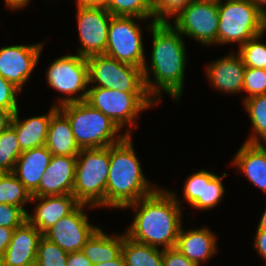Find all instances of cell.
Masks as SVG:
<instances>
[{"label":"cell","instance_id":"obj_1","mask_svg":"<svg viewBox=\"0 0 266 266\" xmlns=\"http://www.w3.org/2000/svg\"><path fill=\"white\" fill-rule=\"evenodd\" d=\"M172 26L170 22L153 20L150 23L153 35L152 59L149 68L145 63L142 71L147 92L156 102L161 98V91L177 101L183 91L186 49L182 35Z\"/></svg>","mask_w":266,"mask_h":266},{"label":"cell","instance_id":"obj_2","mask_svg":"<svg viewBox=\"0 0 266 266\" xmlns=\"http://www.w3.org/2000/svg\"><path fill=\"white\" fill-rule=\"evenodd\" d=\"M175 193L158 189L124 208L138 209L125 233L130 239L163 249L174 248L182 227L181 205Z\"/></svg>","mask_w":266,"mask_h":266},{"label":"cell","instance_id":"obj_3","mask_svg":"<svg viewBox=\"0 0 266 266\" xmlns=\"http://www.w3.org/2000/svg\"><path fill=\"white\" fill-rule=\"evenodd\" d=\"M131 141V135H127L110 146L106 207L124 208L157 190L147 182Z\"/></svg>","mask_w":266,"mask_h":266},{"label":"cell","instance_id":"obj_4","mask_svg":"<svg viewBox=\"0 0 266 266\" xmlns=\"http://www.w3.org/2000/svg\"><path fill=\"white\" fill-rule=\"evenodd\" d=\"M58 109L68 118L80 149L108 147L131 135V130L117 135L120 128L86 101L63 104Z\"/></svg>","mask_w":266,"mask_h":266},{"label":"cell","instance_id":"obj_5","mask_svg":"<svg viewBox=\"0 0 266 266\" xmlns=\"http://www.w3.org/2000/svg\"><path fill=\"white\" fill-rule=\"evenodd\" d=\"M110 167V146L81 149L76 156L73 195L88 207H106V183Z\"/></svg>","mask_w":266,"mask_h":266},{"label":"cell","instance_id":"obj_6","mask_svg":"<svg viewBox=\"0 0 266 266\" xmlns=\"http://www.w3.org/2000/svg\"><path fill=\"white\" fill-rule=\"evenodd\" d=\"M218 13V44L238 42L241 46L266 31V18L251 0H221Z\"/></svg>","mask_w":266,"mask_h":266},{"label":"cell","instance_id":"obj_7","mask_svg":"<svg viewBox=\"0 0 266 266\" xmlns=\"http://www.w3.org/2000/svg\"><path fill=\"white\" fill-rule=\"evenodd\" d=\"M85 101L109 117L120 129L126 124L132 127L140 112L158 103L148 93H128L94 86L88 88Z\"/></svg>","mask_w":266,"mask_h":266},{"label":"cell","instance_id":"obj_8","mask_svg":"<svg viewBox=\"0 0 266 266\" xmlns=\"http://www.w3.org/2000/svg\"><path fill=\"white\" fill-rule=\"evenodd\" d=\"M87 59L89 84L128 93H148L142 68L119 62L105 54Z\"/></svg>","mask_w":266,"mask_h":266},{"label":"cell","instance_id":"obj_9","mask_svg":"<svg viewBox=\"0 0 266 266\" xmlns=\"http://www.w3.org/2000/svg\"><path fill=\"white\" fill-rule=\"evenodd\" d=\"M139 17L112 16L108 28V40L105 55L139 68L145 61L144 45L139 24L134 19Z\"/></svg>","mask_w":266,"mask_h":266},{"label":"cell","instance_id":"obj_10","mask_svg":"<svg viewBox=\"0 0 266 266\" xmlns=\"http://www.w3.org/2000/svg\"><path fill=\"white\" fill-rule=\"evenodd\" d=\"M49 86L66 93L67 97L60 98L57 106L63 104L85 101L88 93V62L80 55H64L53 61L47 71ZM81 92L78 97L71 95Z\"/></svg>","mask_w":266,"mask_h":266},{"label":"cell","instance_id":"obj_11","mask_svg":"<svg viewBox=\"0 0 266 266\" xmlns=\"http://www.w3.org/2000/svg\"><path fill=\"white\" fill-rule=\"evenodd\" d=\"M174 28L201 44L218 43V3L192 1L174 18Z\"/></svg>","mask_w":266,"mask_h":266},{"label":"cell","instance_id":"obj_12","mask_svg":"<svg viewBox=\"0 0 266 266\" xmlns=\"http://www.w3.org/2000/svg\"><path fill=\"white\" fill-rule=\"evenodd\" d=\"M77 21L81 47L78 55L88 58L105 54L111 15L104 6L77 5Z\"/></svg>","mask_w":266,"mask_h":266},{"label":"cell","instance_id":"obj_13","mask_svg":"<svg viewBox=\"0 0 266 266\" xmlns=\"http://www.w3.org/2000/svg\"><path fill=\"white\" fill-rule=\"evenodd\" d=\"M86 204H79L70 214L58 220L43 236L57 244L66 252L81 251L87 240L99 228L90 225L83 208Z\"/></svg>","mask_w":266,"mask_h":266},{"label":"cell","instance_id":"obj_14","mask_svg":"<svg viewBox=\"0 0 266 266\" xmlns=\"http://www.w3.org/2000/svg\"><path fill=\"white\" fill-rule=\"evenodd\" d=\"M42 44L0 48V76L22 90L38 64Z\"/></svg>","mask_w":266,"mask_h":266},{"label":"cell","instance_id":"obj_15","mask_svg":"<svg viewBox=\"0 0 266 266\" xmlns=\"http://www.w3.org/2000/svg\"><path fill=\"white\" fill-rule=\"evenodd\" d=\"M76 157L52 155L32 197L73 194Z\"/></svg>","mask_w":266,"mask_h":266},{"label":"cell","instance_id":"obj_16","mask_svg":"<svg viewBox=\"0 0 266 266\" xmlns=\"http://www.w3.org/2000/svg\"><path fill=\"white\" fill-rule=\"evenodd\" d=\"M43 234L28 220L14 229L4 253L5 266H31L36 262L38 244Z\"/></svg>","mask_w":266,"mask_h":266},{"label":"cell","instance_id":"obj_17","mask_svg":"<svg viewBox=\"0 0 266 266\" xmlns=\"http://www.w3.org/2000/svg\"><path fill=\"white\" fill-rule=\"evenodd\" d=\"M35 207L34 215L27 213V220L42 234L50 229L58 220L70 214L80 203L73 194L32 197Z\"/></svg>","mask_w":266,"mask_h":266},{"label":"cell","instance_id":"obj_18","mask_svg":"<svg viewBox=\"0 0 266 266\" xmlns=\"http://www.w3.org/2000/svg\"><path fill=\"white\" fill-rule=\"evenodd\" d=\"M236 56L230 53L209 64L206 68V76L211 85L222 92L237 94L243 90L246 67L239 53Z\"/></svg>","mask_w":266,"mask_h":266},{"label":"cell","instance_id":"obj_19","mask_svg":"<svg viewBox=\"0 0 266 266\" xmlns=\"http://www.w3.org/2000/svg\"><path fill=\"white\" fill-rule=\"evenodd\" d=\"M52 154L45 145L25 150L16 161L13 174L32 194L50 164Z\"/></svg>","mask_w":266,"mask_h":266},{"label":"cell","instance_id":"obj_20","mask_svg":"<svg viewBox=\"0 0 266 266\" xmlns=\"http://www.w3.org/2000/svg\"><path fill=\"white\" fill-rule=\"evenodd\" d=\"M216 237L208 228L183 230L181 227L176 249L197 266L207 262L216 252Z\"/></svg>","mask_w":266,"mask_h":266},{"label":"cell","instance_id":"obj_21","mask_svg":"<svg viewBox=\"0 0 266 266\" xmlns=\"http://www.w3.org/2000/svg\"><path fill=\"white\" fill-rule=\"evenodd\" d=\"M58 109L54 104L49 114L19 120L18 112L13 115L11 126L15 129L22 151L45 145L52 114Z\"/></svg>","mask_w":266,"mask_h":266},{"label":"cell","instance_id":"obj_22","mask_svg":"<svg viewBox=\"0 0 266 266\" xmlns=\"http://www.w3.org/2000/svg\"><path fill=\"white\" fill-rule=\"evenodd\" d=\"M254 186L266 192V147L263 144L244 142L234 161Z\"/></svg>","mask_w":266,"mask_h":266},{"label":"cell","instance_id":"obj_23","mask_svg":"<svg viewBox=\"0 0 266 266\" xmlns=\"http://www.w3.org/2000/svg\"><path fill=\"white\" fill-rule=\"evenodd\" d=\"M45 146L52 155L76 157L77 145L68 118L57 109L51 117Z\"/></svg>","mask_w":266,"mask_h":266},{"label":"cell","instance_id":"obj_24","mask_svg":"<svg viewBox=\"0 0 266 266\" xmlns=\"http://www.w3.org/2000/svg\"><path fill=\"white\" fill-rule=\"evenodd\" d=\"M124 235L111 237L98 228L82 247V252L91 263H106L122 253Z\"/></svg>","mask_w":266,"mask_h":266},{"label":"cell","instance_id":"obj_25","mask_svg":"<svg viewBox=\"0 0 266 266\" xmlns=\"http://www.w3.org/2000/svg\"><path fill=\"white\" fill-rule=\"evenodd\" d=\"M122 255L125 266H163V249L136 242L124 234Z\"/></svg>","mask_w":266,"mask_h":266},{"label":"cell","instance_id":"obj_26","mask_svg":"<svg viewBox=\"0 0 266 266\" xmlns=\"http://www.w3.org/2000/svg\"><path fill=\"white\" fill-rule=\"evenodd\" d=\"M243 102L255 132L250 135L246 142L251 144H263L260 141V139H262L263 142L266 143V94L244 99Z\"/></svg>","mask_w":266,"mask_h":266},{"label":"cell","instance_id":"obj_27","mask_svg":"<svg viewBox=\"0 0 266 266\" xmlns=\"http://www.w3.org/2000/svg\"><path fill=\"white\" fill-rule=\"evenodd\" d=\"M31 199L32 194L12 172L6 173L0 180V204L18 206L28 213L24 205Z\"/></svg>","mask_w":266,"mask_h":266},{"label":"cell","instance_id":"obj_28","mask_svg":"<svg viewBox=\"0 0 266 266\" xmlns=\"http://www.w3.org/2000/svg\"><path fill=\"white\" fill-rule=\"evenodd\" d=\"M104 7L113 16L154 18L153 5L148 0H108Z\"/></svg>","mask_w":266,"mask_h":266},{"label":"cell","instance_id":"obj_29","mask_svg":"<svg viewBox=\"0 0 266 266\" xmlns=\"http://www.w3.org/2000/svg\"><path fill=\"white\" fill-rule=\"evenodd\" d=\"M22 152L15 129L10 125L0 133V169L7 173L13 172Z\"/></svg>","mask_w":266,"mask_h":266},{"label":"cell","instance_id":"obj_30","mask_svg":"<svg viewBox=\"0 0 266 266\" xmlns=\"http://www.w3.org/2000/svg\"><path fill=\"white\" fill-rule=\"evenodd\" d=\"M215 176L203 169L190 175L183 190L185 200L196 209L204 210L205 183H209Z\"/></svg>","mask_w":266,"mask_h":266},{"label":"cell","instance_id":"obj_31","mask_svg":"<svg viewBox=\"0 0 266 266\" xmlns=\"http://www.w3.org/2000/svg\"><path fill=\"white\" fill-rule=\"evenodd\" d=\"M263 34L257 35L239 46L238 53L245 67L266 69V44L259 41Z\"/></svg>","mask_w":266,"mask_h":266},{"label":"cell","instance_id":"obj_32","mask_svg":"<svg viewBox=\"0 0 266 266\" xmlns=\"http://www.w3.org/2000/svg\"><path fill=\"white\" fill-rule=\"evenodd\" d=\"M68 252L44 236L38 244L35 264L37 266H67Z\"/></svg>","mask_w":266,"mask_h":266},{"label":"cell","instance_id":"obj_33","mask_svg":"<svg viewBox=\"0 0 266 266\" xmlns=\"http://www.w3.org/2000/svg\"><path fill=\"white\" fill-rule=\"evenodd\" d=\"M243 91L248 94L244 99L266 94V69L246 67L243 80Z\"/></svg>","mask_w":266,"mask_h":266},{"label":"cell","instance_id":"obj_34","mask_svg":"<svg viewBox=\"0 0 266 266\" xmlns=\"http://www.w3.org/2000/svg\"><path fill=\"white\" fill-rule=\"evenodd\" d=\"M194 0H157L153 4L155 22H169L167 17H176Z\"/></svg>","mask_w":266,"mask_h":266},{"label":"cell","instance_id":"obj_35","mask_svg":"<svg viewBox=\"0 0 266 266\" xmlns=\"http://www.w3.org/2000/svg\"><path fill=\"white\" fill-rule=\"evenodd\" d=\"M27 220V213L18 206L0 204V227L15 229Z\"/></svg>","mask_w":266,"mask_h":266},{"label":"cell","instance_id":"obj_36","mask_svg":"<svg viewBox=\"0 0 266 266\" xmlns=\"http://www.w3.org/2000/svg\"><path fill=\"white\" fill-rule=\"evenodd\" d=\"M21 90L0 76V108L17 112V93Z\"/></svg>","mask_w":266,"mask_h":266},{"label":"cell","instance_id":"obj_37","mask_svg":"<svg viewBox=\"0 0 266 266\" xmlns=\"http://www.w3.org/2000/svg\"><path fill=\"white\" fill-rule=\"evenodd\" d=\"M224 191L221 176L216 175L209 183H205L204 210L216 206L221 201Z\"/></svg>","mask_w":266,"mask_h":266},{"label":"cell","instance_id":"obj_38","mask_svg":"<svg viewBox=\"0 0 266 266\" xmlns=\"http://www.w3.org/2000/svg\"><path fill=\"white\" fill-rule=\"evenodd\" d=\"M163 266H197L175 247L163 249Z\"/></svg>","mask_w":266,"mask_h":266},{"label":"cell","instance_id":"obj_39","mask_svg":"<svg viewBox=\"0 0 266 266\" xmlns=\"http://www.w3.org/2000/svg\"><path fill=\"white\" fill-rule=\"evenodd\" d=\"M67 266H93V264L81 250L68 253Z\"/></svg>","mask_w":266,"mask_h":266},{"label":"cell","instance_id":"obj_40","mask_svg":"<svg viewBox=\"0 0 266 266\" xmlns=\"http://www.w3.org/2000/svg\"><path fill=\"white\" fill-rule=\"evenodd\" d=\"M256 232L254 246L257 249L256 251L266 261V230H257Z\"/></svg>","mask_w":266,"mask_h":266},{"label":"cell","instance_id":"obj_41","mask_svg":"<svg viewBox=\"0 0 266 266\" xmlns=\"http://www.w3.org/2000/svg\"><path fill=\"white\" fill-rule=\"evenodd\" d=\"M13 232L14 229L0 227V254L5 253L6 248L12 239Z\"/></svg>","mask_w":266,"mask_h":266},{"label":"cell","instance_id":"obj_42","mask_svg":"<svg viewBox=\"0 0 266 266\" xmlns=\"http://www.w3.org/2000/svg\"><path fill=\"white\" fill-rule=\"evenodd\" d=\"M13 115L12 111L0 108V133L11 125Z\"/></svg>","mask_w":266,"mask_h":266},{"label":"cell","instance_id":"obj_43","mask_svg":"<svg viewBox=\"0 0 266 266\" xmlns=\"http://www.w3.org/2000/svg\"><path fill=\"white\" fill-rule=\"evenodd\" d=\"M30 0H5L6 5L11 9H20L29 4Z\"/></svg>","mask_w":266,"mask_h":266},{"label":"cell","instance_id":"obj_44","mask_svg":"<svg viewBox=\"0 0 266 266\" xmlns=\"http://www.w3.org/2000/svg\"><path fill=\"white\" fill-rule=\"evenodd\" d=\"M93 266H125V260L122 253L114 260L106 263L94 264Z\"/></svg>","mask_w":266,"mask_h":266},{"label":"cell","instance_id":"obj_45","mask_svg":"<svg viewBox=\"0 0 266 266\" xmlns=\"http://www.w3.org/2000/svg\"><path fill=\"white\" fill-rule=\"evenodd\" d=\"M108 0H77V5L104 6Z\"/></svg>","mask_w":266,"mask_h":266},{"label":"cell","instance_id":"obj_46","mask_svg":"<svg viewBox=\"0 0 266 266\" xmlns=\"http://www.w3.org/2000/svg\"><path fill=\"white\" fill-rule=\"evenodd\" d=\"M252 3L257 7L258 11L266 18V0H251Z\"/></svg>","mask_w":266,"mask_h":266},{"label":"cell","instance_id":"obj_47","mask_svg":"<svg viewBox=\"0 0 266 266\" xmlns=\"http://www.w3.org/2000/svg\"><path fill=\"white\" fill-rule=\"evenodd\" d=\"M257 230H266V209L261 217V220L259 221Z\"/></svg>","mask_w":266,"mask_h":266},{"label":"cell","instance_id":"obj_48","mask_svg":"<svg viewBox=\"0 0 266 266\" xmlns=\"http://www.w3.org/2000/svg\"><path fill=\"white\" fill-rule=\"evenodd\" d=\"M0 266H5L4 254H0Z\"/></svg>","mask_w":266,"mask_h":266},{"label":"cell","instance_id":"obj_49","mask_svg":"<svg viewBox=\"0 0 266 266\" xmlns=\"http://www.w3.org/2000/svg\"><path fill=\"white\" fill-rule=\"evenodd\" d=\"M196 1H206V2L219 3L221 0H196Z\"/></svg>","mask_w":266,"mask_h":266},{"label":"cell","instance_id":"obj_50","mask_svg":"<svg viewBox=\"0 0 266 266\" xmlns=\"http://www.w3.org/2000/svg\"><path fill=\"white\" fill-rule=\"evenodd\" d=\"M4 170L0 169V180L3 178V176L6 174Z\"/></svg>","mask_w":266,"mask_h":266},{"label":"cell","instance_id":"obj_51","mask_svg":"<svg viewBox=\"0 0 266 266\" xmlns=\"http://www.w3.org/2000/svg\"><path fill=\"white\" fill-rule=\"evenodd\" d=\"M152 5L157 1V0H148Z\"/></svg>","mask_w":266,"mask_h":266}]
</instances>
